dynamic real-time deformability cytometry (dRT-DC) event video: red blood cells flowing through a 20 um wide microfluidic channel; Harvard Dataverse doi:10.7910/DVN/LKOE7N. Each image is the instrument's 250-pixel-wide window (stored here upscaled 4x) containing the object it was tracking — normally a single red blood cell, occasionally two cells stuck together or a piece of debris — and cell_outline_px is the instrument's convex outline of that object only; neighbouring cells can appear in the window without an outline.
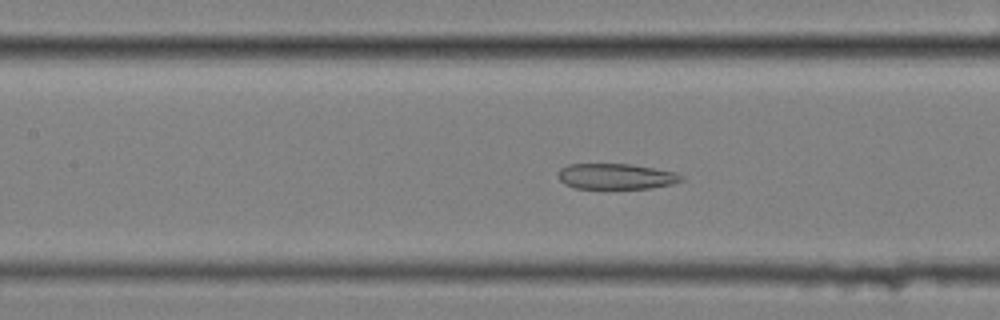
{"species": "common noctule bat (a hibernating species)", "species_latin": "Nyctalus noctula", "temperature_condition": "cold", "stored_images_in_passage": 58, "camera_frame_rate_fps": 3000, "um_per_image_px": 0.085, "animal": {"sex": "female", "body_mass_g": 25.1}, "frame": {"image": 1, "passage_image": 26, "time_ms": 8.333, "image_size_px": [1000, 320], "cell_outline_px": [[684, 180], [672, 184], [652, 188], [576, 188], [564, 184], [556, 176], [556, 172], [560, 168], [568, 164], [632, 164], [676, 172], [684, 176]], "centroid_in_image_um": [52.35, 14.99], "position_along_channel_um": 155.0, "area_um2": 18.61}}
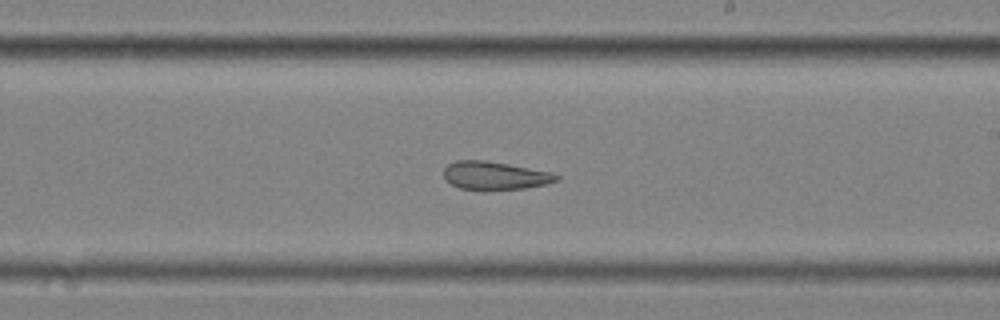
{"frame": {"image": 2, "passage_image": 34, "time_ms": 11.0, "image_size_px": [1000, 320], "cell_outline_px": [[560, 180], [544, 184], [524, 188], [484, 192], [460, 188], [452, 184], [444, 176], [444, 168], [448, 164], [456, 160], [484, 160], [508, 164], [552, 172], [560, 176]], "centroid_in_image_um": [42.06, 14.95], "position_along_channel_um": 246.9, "area_um2": 18.84}}
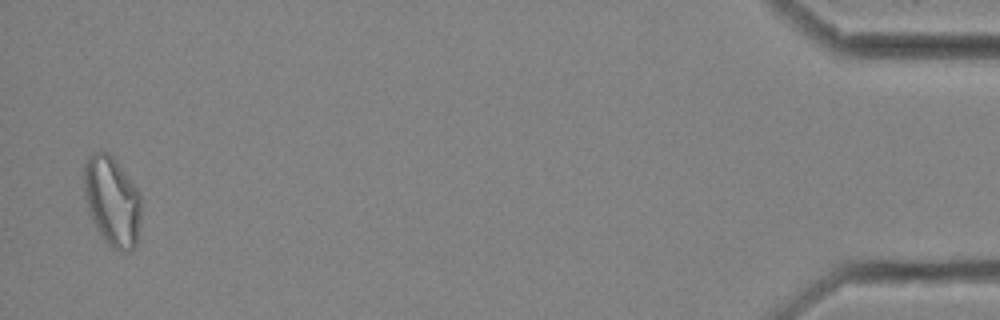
{"frame": {"image": 3, "passage_image": 57, "time_ms": 18.667, "image_size_px": [1000, 320], "cell_outline_px": [[140, 224], [136, 244], [128, 252], [120, 252], [112, 248], [100, 236], [88, 212], [84, 192], [84, 164], [88, 156], [92, 152], [108, 152], [116, 160], [140, 192]], "centroid_in_image_um": [9.52, 17.11], "position_along_channel_um": 425.7, "area_um2": 30.17}, "authors_computed_cell_mechanics": {"area_um2": 24.1604, "velocity_mm_per_s": 3.4544, "shape_relaxation_time_tau1_ms": null, "shape_relaxation_time_tau2_ms": 10.3732, "deformation_change_tau1": null, "deformation_change_tau2": 0.199}}